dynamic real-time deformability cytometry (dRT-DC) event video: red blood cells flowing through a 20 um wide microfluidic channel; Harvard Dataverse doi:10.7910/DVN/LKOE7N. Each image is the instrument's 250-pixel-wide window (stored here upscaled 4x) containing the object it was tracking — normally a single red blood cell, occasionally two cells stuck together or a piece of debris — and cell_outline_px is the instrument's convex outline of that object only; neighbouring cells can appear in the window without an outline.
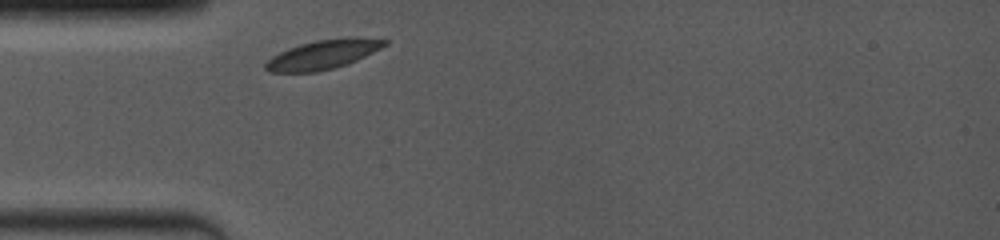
{"species": "common noctule bat (a hibernating species)", "species_latin": "Nyctalus noctula", "temperature_condition": "room temperature", "stored_images_in_passage": 1, "camera_frame_rate_fps": 4000, "um_per_image_px": 0.085, "animal": {"sex": "female", "body_mass_g": 19.0, "forearm_length_mm": 53.3}, "frame": {"image": 1, "passage_image": 1, "time_ms": 0.0, "image_size_px": [1000, 240], "cell_outline_px": [[388, 44], [356, 60], [332, 68], [316, 72], [268, 72], [264, 68], [264, 64], [272, 56], [288, 48], [300, 44], [316, 40], [348, 36], [356, 36], [388, 40]], "centroid_in_image_um": [27.45, 4.61], "position_along_channel_um": 57.6, "area_um2": 20.23}}